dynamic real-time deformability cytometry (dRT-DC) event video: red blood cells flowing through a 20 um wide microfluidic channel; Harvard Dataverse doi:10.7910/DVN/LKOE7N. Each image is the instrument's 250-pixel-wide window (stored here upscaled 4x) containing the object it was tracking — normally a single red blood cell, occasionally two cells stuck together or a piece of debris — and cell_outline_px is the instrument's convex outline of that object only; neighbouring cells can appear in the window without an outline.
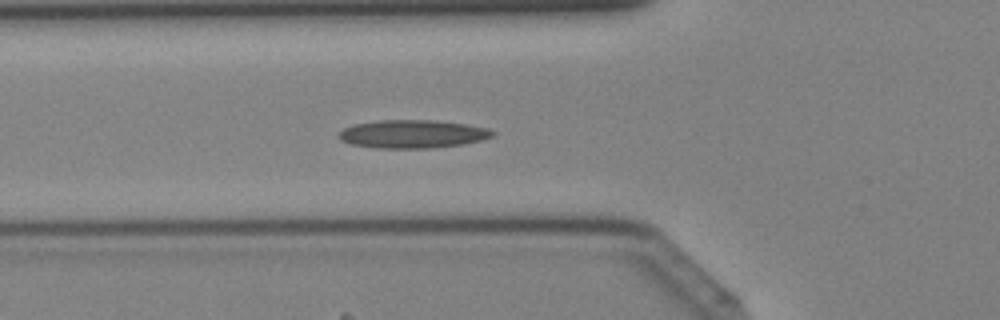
{"species": "Egyptian fruit bat (a non-hibernating species)", "species_latin": "Rousettus aegyptiacus", "temperature_condition": "cold", "stored_images_in_passage": 42, "segment_of_instrument_passage": [1, 2], "camera_frame_rate_fps": 3000, "um_per_image_px": 0.085, "animal": {"sex": "female"}, "frame": {"image": 1, "passage_image": 14, "time_ms": 4.333, "image_size_px": [1000, 320], "cell_outline_px": [[496, 132], [492, 136], [480, 140], [464, 144], [428, 148], [380, 148], [352, 144], [340, 140], [340, 132], [344, 128], [352, 124], [376, 120], [432, 120], [464, 124], [488, 128]], "centroid_in_image_um": [35.06, 11.38], "position_along_channel_um": 90.7, "area_um2": 25.09}}
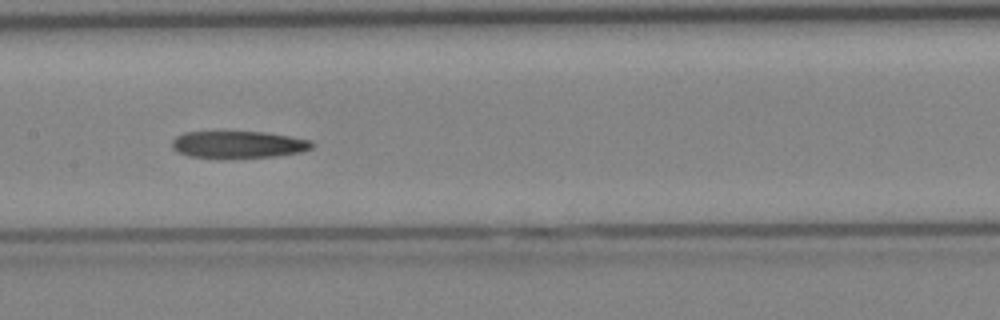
{"frame": {"image": 2, "passage_image": 20, "time_ms": 6.333, "image_size_px": [1000, 320], "cell_outline_px": [[316, 144], [312, 148], [300, 152], [276, 156], [232, 160], [216, 160], [188, 156], [172, 148], [172, 140], [176, 136], [184, 132], [268, 132], [312, 140]], "centroid_in_image_um": [20.26, 12.32], "position_along_channel_um": 187.1, "area_um2": 23.0}}
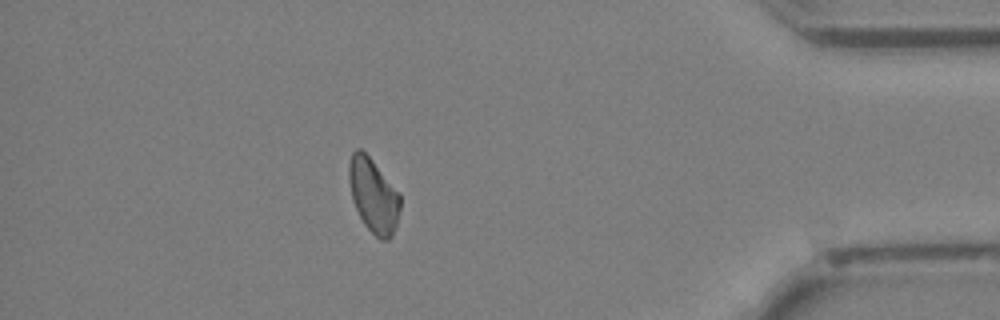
{"frame": {"image": 3, "passage_image": 36, "time_ms": 11.667, "image_size_px": [1000, 320], "cell_outline_px": [[400, 208], [396, 224], [392, 236], [388, 240], [380, 240], [364, 224], [352, 200], [348, 180], [348, 164], [352, 152], [356, 148], [360, 148], [372, 160], [400, 192]], "centroid_in_image_um": [31.73, 16.6], "position_along_channel_um": 403.5, "area_um2": 22.2}}